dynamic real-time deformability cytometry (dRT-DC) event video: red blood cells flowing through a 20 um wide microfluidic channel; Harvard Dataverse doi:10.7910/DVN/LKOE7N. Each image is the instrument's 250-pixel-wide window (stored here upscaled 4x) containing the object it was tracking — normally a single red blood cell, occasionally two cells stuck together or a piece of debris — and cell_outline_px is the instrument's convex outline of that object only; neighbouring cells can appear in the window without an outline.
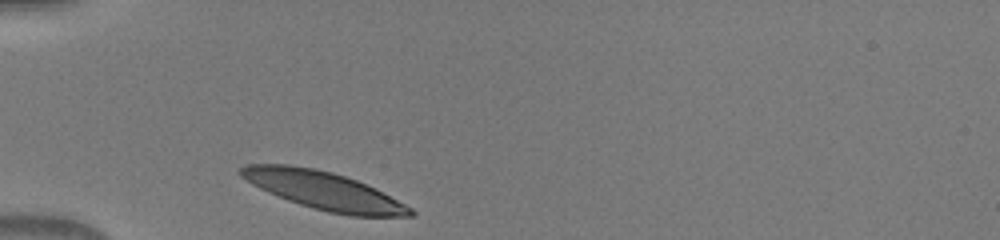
{"species": "human", "species_latin": "Homo sapiens", "temperature_condition": "warm", "stored_images_in_passage": 29, "camera_frame_rate_fps": 3000, "um_per_image_px": 0.085, "donor": {"sex": "male"}, "frame": {"image": 1, "passage_image": 1, "time_ms": 0.0, "image_size_px": [1000, 240], "cell_outline_px": [[416, 216], [352, 216], [328, 212], [300, 204], [288, 200], [268, 192], [252, 184], [240, 176], [236, 172], [240, 168], [248, 164], [288, 164], [312, 168], [332, 172], [356, 180], [376, 188], [412, 208], [416, 212]], "centroid_in_image_um": [27.52, 16.19], "position_along_channel_um": 57.5, "area_um2": 37.34}}
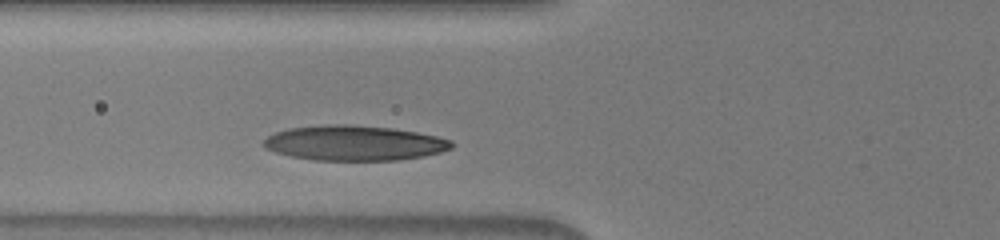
{"frame": {"image": 2, "passage_image": 5, "time_ms": 1.333, "image_size_px": [1000, 240], "cell_outline_px": [[452, 148], [440, 152], [400, 160], [316, 160], [292, 156], [276, 152], [264, 148], [260, 144], [268, 136], [276, 132], [288, 128], [324, 124], [348, 124], [392, 128], [416, 132], [436, 136], [452, 140]], "centroid_in_image_um": [30.07, 12.15], "position_along_channel_um": 95.7, "area_um2": 38.32}}
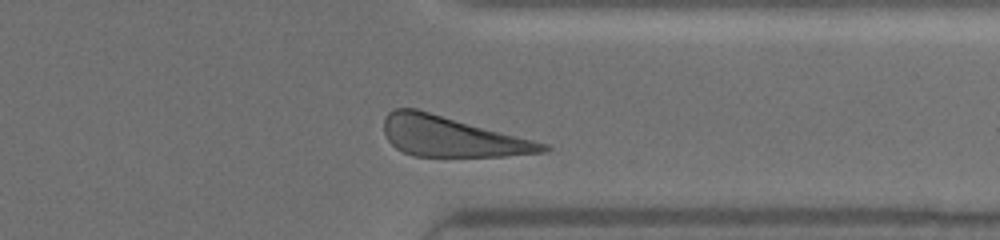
{"frame": {"image": 3, "passage_image": 26, "time_ms": 8.333, "image_size_px": [1000, 240], "cell_outline_px": [[552, 148], [548, 152], [504, 156], [412, 156], [396, 148], [388, 140], [384, 132], [384, 120], [388, 112], [392, 108], [416, 108], [548, 144]], "centroid_in_image_um": [38.39, 11.61], "position_along_channel_um": 373.0, "area_um2": 37.17}}